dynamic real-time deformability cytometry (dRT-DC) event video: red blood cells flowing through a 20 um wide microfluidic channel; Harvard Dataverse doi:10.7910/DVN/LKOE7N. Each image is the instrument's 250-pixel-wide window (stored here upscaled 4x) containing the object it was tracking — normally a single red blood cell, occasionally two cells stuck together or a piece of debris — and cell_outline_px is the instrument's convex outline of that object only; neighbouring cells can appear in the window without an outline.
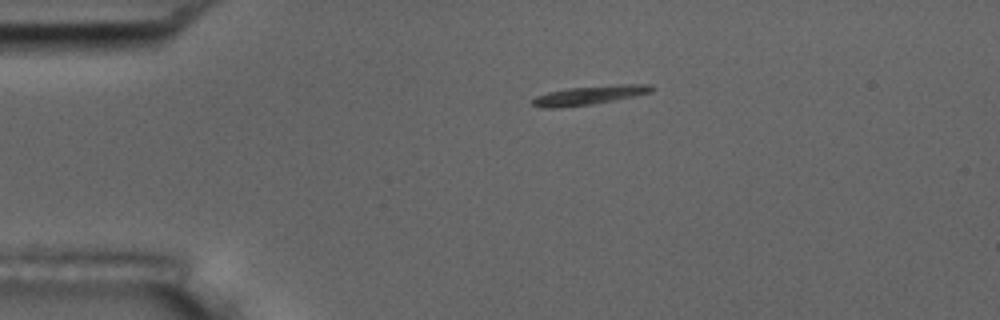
{"species": "common noctule bat (a hibernating species)", "species_latin": "Nyctalus noctula", "temperature_condition": "room temperature", "stored_images_in_passage": 4, "camera_frame_rate_fps": 3000, "um_per_image_px": 0.085, "animal": {"sex": "male", "body_mass_g": 17.5, "forearm_length_mm": 52.3}, "frame": {"image": 1, "passage_image": 1, "time_ms": 0.0, "image_size_px": [1000, 320], "cell_outline_px": [[656, 88], [652, 92], [616, 100], [592, 104], [560, 108], [540, 108], [532, 104], [532, 100], [536, 96], [548, 92], [568, 88], [620, 84], [652, 84]], "centroid_in_image_um": [50.13, 8.09], "position_along_channel_um": 34.9, "area_um2": 13.29}}
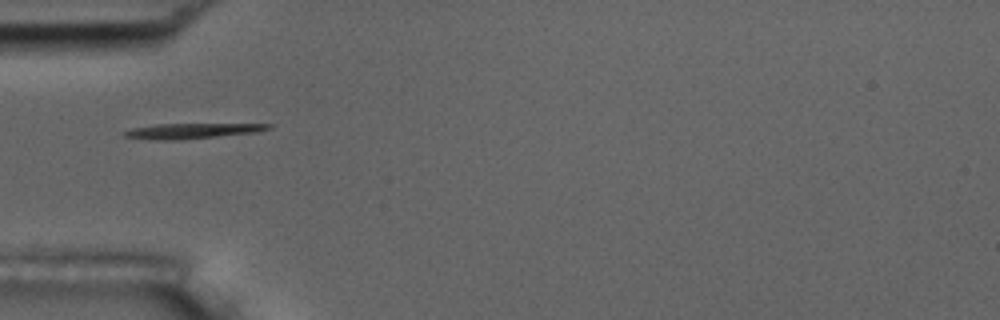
{"frame": {"image": 2, "passage_image": 3, "time_ms": 2.0, "image_size_px": [1000, 320], "cell_outline_px": [[272, 128], [256, 132], [180, 140], [156, 140], [124, 136], [124, 132], [132, 128], [156, 124], [272, 124]], "centroid_in_image_um": [16.33, 11.12], "position_along_channel_um": 68.7, "area_um2": 12.6}}